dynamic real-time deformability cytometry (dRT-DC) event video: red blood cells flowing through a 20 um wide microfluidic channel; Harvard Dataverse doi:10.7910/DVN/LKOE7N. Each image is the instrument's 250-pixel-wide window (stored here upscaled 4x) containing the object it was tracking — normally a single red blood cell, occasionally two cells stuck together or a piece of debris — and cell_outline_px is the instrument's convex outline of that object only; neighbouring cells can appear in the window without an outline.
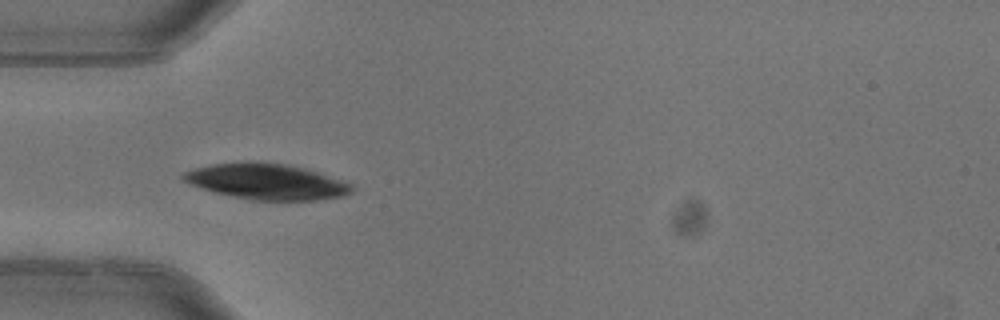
{"species": "common noctule bat (a hibernating species)", "species_latin": "Nyctalus noctula", "temperature_condition": "warm", "stored_images_in_passage": 5, "camera_frame_rate_fps": 3000, "um_per_image_px": 0.085, "animal": {"sex": "female"}, "frame": {"image": 1, "passage_image": 5, "time_ms": 1.333, "image_size_px": [1000, 320], "cell_outline_px": [[356, 188], [352, 192], [340, 196], [316, 200], [252, 200], [232, 196], [216, 192], [192, 184], [184, 180], [180, 176], [184, 172], [196, 168], [212, 164], [248, 160], [288, 164], [304, 168], [352, 184]], "centroid_in_image_um": [22.66, 15.42], "position_along_channel_um": 62.3, "area_um2": 34.91}}